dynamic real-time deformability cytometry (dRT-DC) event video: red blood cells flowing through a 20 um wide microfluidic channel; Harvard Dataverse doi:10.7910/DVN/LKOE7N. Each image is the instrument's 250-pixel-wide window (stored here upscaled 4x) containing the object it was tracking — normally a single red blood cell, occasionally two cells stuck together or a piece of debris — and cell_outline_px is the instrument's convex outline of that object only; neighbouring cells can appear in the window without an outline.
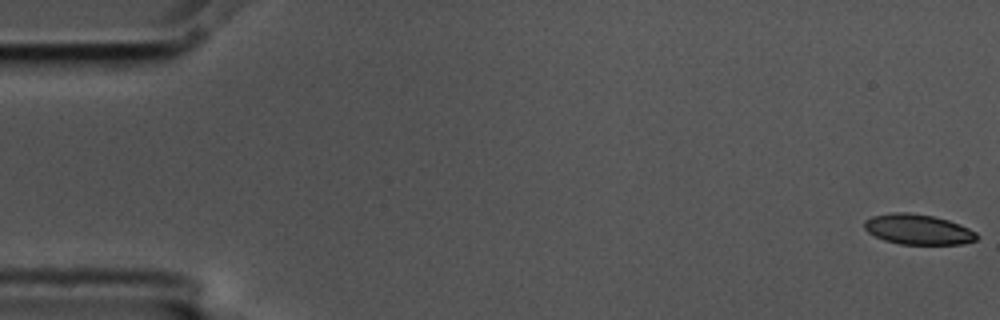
{"species": "common noctule bat (a hibernating species)", "species_latin": "Nyctalus noctula", "temperature_condition": "cold", "stored_images_in_passage": 6, "segment_of_instrument_passage": [2, 2], "camera_frame_rate_fps": 3000, "um_per_image_px": 0.085, "animal": {"sex": "male", "body_mass_g": 17.5, "forearm_length_mm": 52.3}, "frame": {"image": 1, "passage_image": 6, "time_ms": 1.667, "image_size_px": [1000, 320], "cell_outline_px": [[980, 236], [976, 240], [964, 244], [900, 244], [884, 240], [868, 232], [864, 228], [864, 220], [872, 216], [892, 212], [908, 212], [932, 216], [948, 220], [960, 224], [976, 232]], "centroid_in_image_um": [78.04, 19.5], "position_along_channel_um": 7.0, "area_um2": 19.88}}